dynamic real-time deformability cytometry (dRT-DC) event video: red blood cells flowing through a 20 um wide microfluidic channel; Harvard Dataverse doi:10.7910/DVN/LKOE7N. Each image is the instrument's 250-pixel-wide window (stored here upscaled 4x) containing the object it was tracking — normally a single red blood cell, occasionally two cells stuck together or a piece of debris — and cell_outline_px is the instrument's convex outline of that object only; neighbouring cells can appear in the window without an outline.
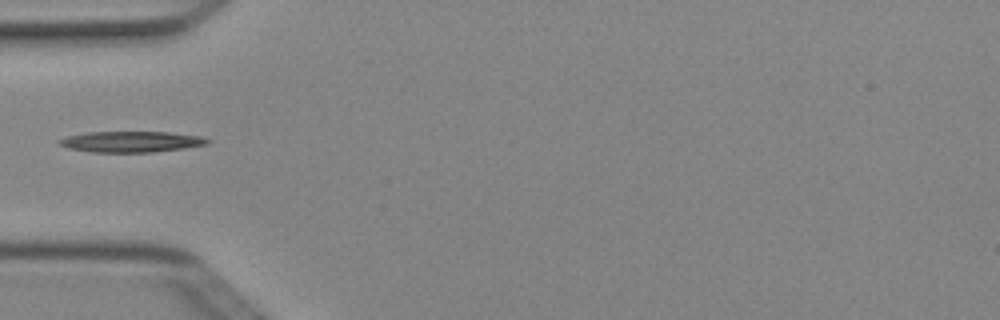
{"species": "Egyptian fruit bat (a non-hibernating species)", "species_latin": "Rousettus aegyptiacus", "temperature_condition": "cold", "stored_images_in_passage": 5, "segment_of_instrument_passage": [2, 2], "camera_frame_rate_fps": 3000, "um_per_image_px": 0.085, "animal": {"sex": "female"}, "frame": {"image": 1, "passage_image": 5, "time_ms": 1.333, "image_size_px": [1000, 320], "cell_outline_px": [[212, 140], [208, 144], [184, 148], [152, 152], [92, 152], [68, 148], [60, 144], [56, 140], [68, 136], [88, 132], [168, 132], [200, 136]], "centroid_in_image_um": [11.16, 12.04], "position_along_channel_um": 73.8, "area_um2": 17.98}}